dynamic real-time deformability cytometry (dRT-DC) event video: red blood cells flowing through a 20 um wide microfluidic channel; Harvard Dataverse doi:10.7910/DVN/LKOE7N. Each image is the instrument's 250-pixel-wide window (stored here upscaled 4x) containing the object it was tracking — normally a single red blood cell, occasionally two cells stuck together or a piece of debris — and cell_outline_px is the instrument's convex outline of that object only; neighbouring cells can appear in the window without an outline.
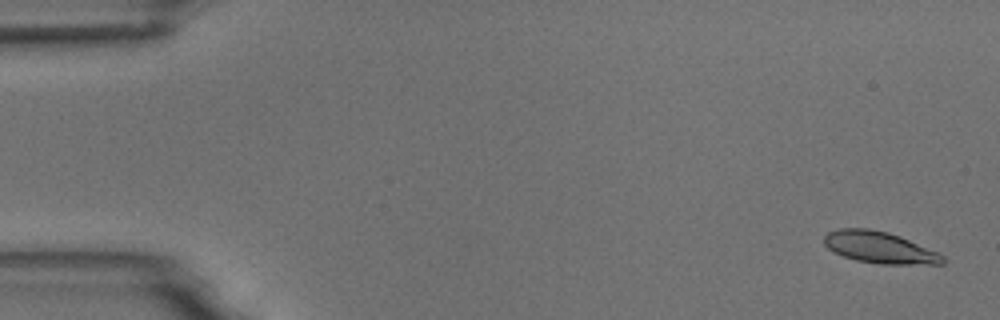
{"species": "common noctule bat (a hibernating species)", "species_latin": "Nyctalus noctula", "temperature_condition": "room temperature", "stored_images_in_passage": 5, "camera_frame_rate_fps": 3000, "um_per_image_px": 0.085, "animal": {"sex": "male", "body_mass_g": 18.8}, "frame": {"image": 1, "passage_image": 1, "time_ms": 0.0, "image_size_px": [1000, 320], "cell_outline_px": [[948, 260], [944, 264], [880, 264], [856, 260], [832, 252], [824, 244], [824, 236], [828, 232], [840, 228], [868, 228], [888, 232], [900, 236], [936, 252], [944, 256]], "centroid_in_image_um": [74.75, 21.04], "position_along_channel_um": 10.2, "area_um2": 21.85}}
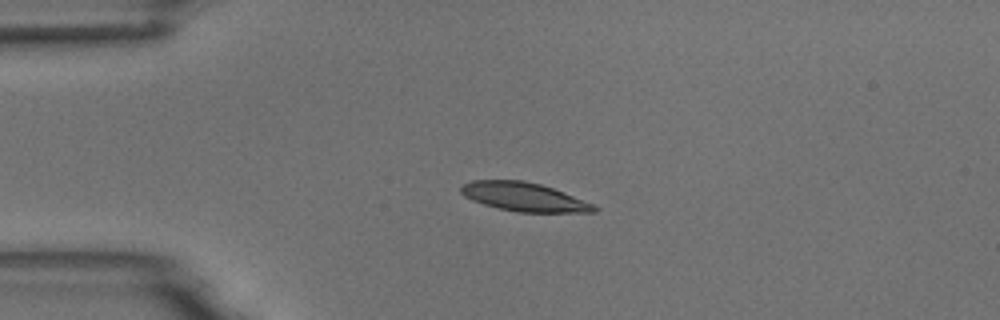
{"frame": {"image": 2, "passage_image": 4, "time_ms": 3.667, "image_size_px": [1000, 320], "cell_outline_px": [[600, 208], [596, 212], [516, 212], [484, 204], [472, 200], [464, 196], [460, 192], [460, 188], [464, 184], [472, 180], [524, 180], [540, 184], [564, 192], [592, 204]], "centroid_in_image_um": [44.53, 16.73], "position_along_channel_um": 40.5, "area_um2": 22.14}}